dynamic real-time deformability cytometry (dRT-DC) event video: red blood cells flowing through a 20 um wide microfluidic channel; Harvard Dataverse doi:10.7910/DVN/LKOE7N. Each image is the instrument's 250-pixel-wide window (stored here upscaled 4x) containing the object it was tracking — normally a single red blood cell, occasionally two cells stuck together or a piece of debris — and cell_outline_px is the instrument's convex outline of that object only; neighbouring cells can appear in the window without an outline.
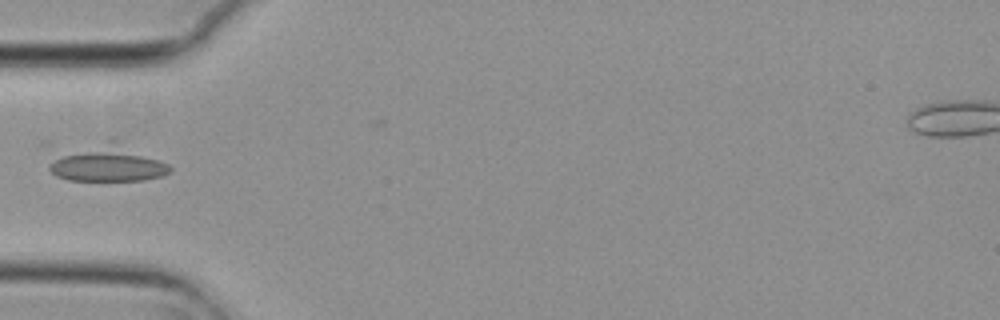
{"species": "common noctule bat (a hibernating species)", "species_latin": "Nyctalus noctula", "temperature_condition": "cold", "stored_images_in_passage": 8, "camera_frame_rate_fps": 3000, "um_per_image_px": 0.085, "animal": {"sex": "female", "body_mass_g": 29.2, "forearm_length_mm": 56.3}, "frame": {"image": 1, "passage_image": 6, "time_ms": 1.667, "image_size_px": [1000, 320], "cell_outline_px": [[172, 168], [168, 172], [160, 176], [144, 180], [68, 180], [56, 176], [48, 168], [48, 164], [64, 156], [112, 136], [116, 136], [168, 164]], "centroid_in_image_um": [9.28, 13.85], "position_along_channel_um": 75.7, "area_um2": 25.55}}